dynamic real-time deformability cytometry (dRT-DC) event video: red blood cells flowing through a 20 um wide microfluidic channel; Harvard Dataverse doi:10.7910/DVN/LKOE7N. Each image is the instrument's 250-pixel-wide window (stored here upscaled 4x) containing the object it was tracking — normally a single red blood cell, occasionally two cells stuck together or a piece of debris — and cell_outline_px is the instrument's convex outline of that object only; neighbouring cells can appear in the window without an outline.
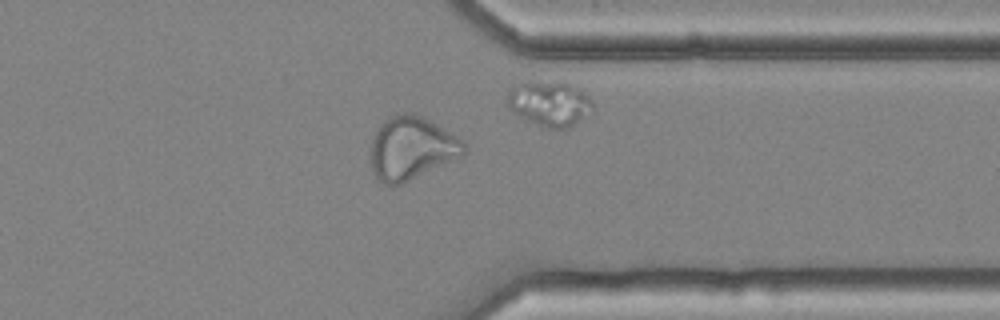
{"species": "common noctule bat (a hibernating species)", "species_latin": "Nyctalus noctula", "temperature_condition": "cold", "stored_images_in_passage": 44, "camera_frame_rate_fps": 3000, "um_per_image_px": 0.085, "animal": {"sex": "female", "body_mass_g": 25.1}, "frame": {"image": 1, "passage_image": 32, "time_ms": 10.333, "image_size_px": [1000, 320], "cell_outline_px": [[468, 152], [460, 156], [392, 188], [384, 184], [372, 172], [372, 136], [380, 124], [388, 116], [400, 112], [416, 112], [464, 140]], "centroid_in_image_um": [34.97, 12.56], "position_along_channel_um": 376.4, "area_um2": 34.39}}